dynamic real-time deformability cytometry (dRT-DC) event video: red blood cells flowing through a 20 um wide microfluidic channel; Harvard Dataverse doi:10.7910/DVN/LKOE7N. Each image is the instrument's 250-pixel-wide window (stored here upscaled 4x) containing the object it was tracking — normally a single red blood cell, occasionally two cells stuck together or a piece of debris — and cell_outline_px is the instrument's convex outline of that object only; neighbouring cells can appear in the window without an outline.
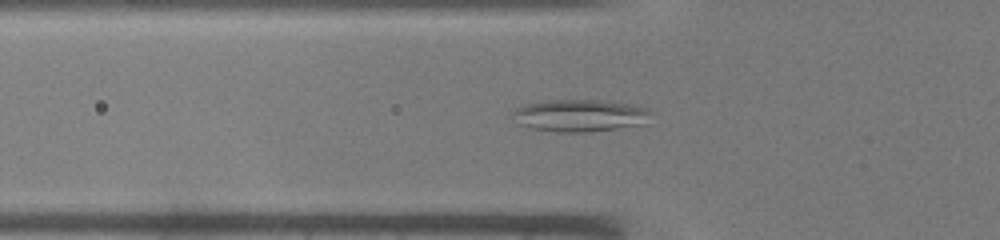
{"species": "common noctule bat (a hibernating species)", "species_latin": "Nyctalus noctula", "temperature_condition": "warm", "stored_images_in_passage": 40, "segment_of_instrument_passage": [1, 2], "camera_frame_rate_fps": 3000, "um_per_image_px": 0.085, "animal": {"sex": "male", "body_mass_g": 19.0, "forearm_length_mm": 50.8}, "frame": {"image": 1, "passage_image": 10, "time_ms": 3.0, "image_size_px": [1000, 240], "cell_outline_px": [[656, 112], [644, 124], [588, 132], [556, 132], [532, 128], [516, 124], [512, 116], [512, 112], [516, 108], [524, 104], [544, 100], [600, 100], [628, 104], [648, 108]], "centroid_in_image_um": [49.29, 9.81], "position_along_channel_um": 76.5, "area_um2": 26.3}}
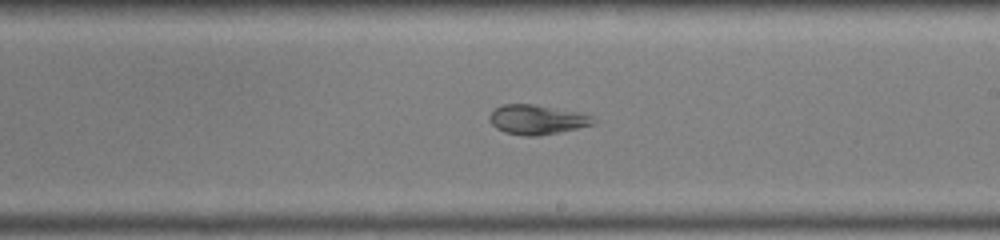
{"frame": {"image": 2, "passage_image": 21, "time_ms": 6.667, "image_size_px": [1000, 240], "cell_outline_px": [[596, 124], [560, 132], [540, 136], [524, 136], [504, 132], [496, 128], [488, 120], [488, 116], [500, 104], [532, 104], [576, 112], [592, 116], [596, 120]], "centroid_in_image_um": [45.62, 10.18], "position_along_channel_um": 243.4, "area_um2": 17.92}}
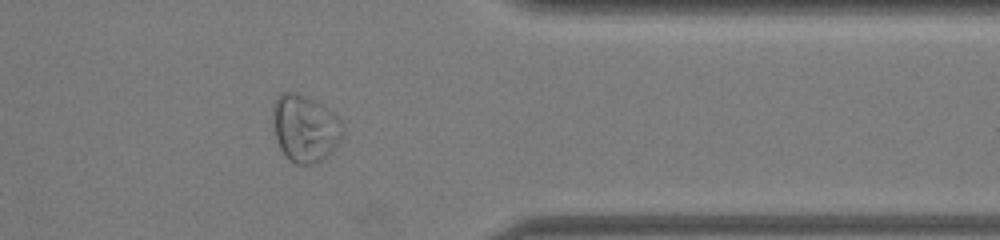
{"frame": {"image": 3, "passage_image": 31, "time_ms": 10.0, "image_size_px": [1000, 240], "cell_outline_px": [[344, 128], [340, 140], [320, 160], [312, 164], [296, 164], [288, 160], [284, 156], [276, 140], [272, 124], [272, 104], [276, 96], [280, 92], [296, 92], [316, 100], [328, 108], [340, 120]], "centroid_in_image_um": [25.86, 10.86], "position_along_channel_um": 385.5, "area_um2": 27.57}}